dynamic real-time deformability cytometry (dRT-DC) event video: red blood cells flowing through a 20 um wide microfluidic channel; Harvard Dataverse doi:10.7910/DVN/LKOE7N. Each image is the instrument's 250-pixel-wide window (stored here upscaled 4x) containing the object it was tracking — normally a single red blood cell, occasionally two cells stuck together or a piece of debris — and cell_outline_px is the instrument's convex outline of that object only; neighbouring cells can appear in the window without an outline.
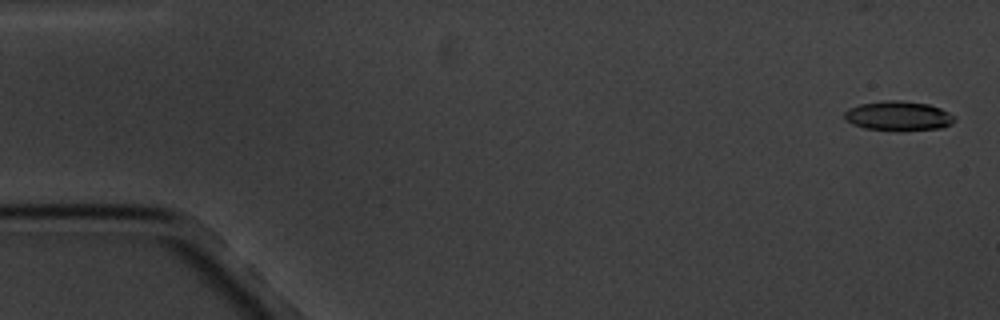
{"species": "common noctule bat (a hibernating species)", "species_latin": "Nyctalus noctula", "temperature_condition": "cold", "stored_images_in_passage": 5, "camera_frame_rate_fps": 3000, "um_per_image_px": 0.085, "animal": {"sex": "male", "body_mass_g": 20.1, "forearm_length_mm": 53.5}, "frame": {"image": 1, "passage_image": 1, "time_ms": 0.0, "image_size_px": [1000, 320], "cell_outline_px": [[956, 120], [952, 124], [944, 128], [864, 128], [852, 124], [844, 116], [844, 112], [848, 108], [860, 104], [888, 100], [896, 100], [928, 104], [940, 108], [956, 116]], "centroid_in_image_um": [76.38, 9.81], "position_along_channel_um": 8.6, "area_um2": 18.15}}